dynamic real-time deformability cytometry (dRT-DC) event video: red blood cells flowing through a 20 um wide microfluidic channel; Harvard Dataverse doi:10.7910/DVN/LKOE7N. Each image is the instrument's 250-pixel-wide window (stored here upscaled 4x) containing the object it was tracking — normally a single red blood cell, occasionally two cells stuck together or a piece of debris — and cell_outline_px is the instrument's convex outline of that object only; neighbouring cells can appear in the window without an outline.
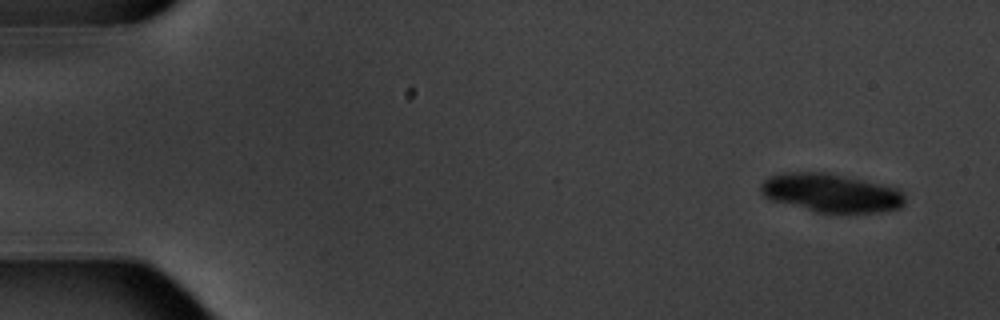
{"species": "common noctule bat (a hibernating species)", "species_latin": "Nyctalus noctula", "temperature_condition": "warm", "stored_images_in_passage": 5, "camera_frame_rate_fps": 3000, "um_per_image_px": 0.085, "animal": {"sex": "male", "body_mass_g": 20.1, "forearm_length_mm": 53.5}, "frame": {"image": 1, "passage_image": 1, "time_ms": 0.0, "image_size_px": [1000, 320], "cell_outline_px": [[904, 204], [900, 208], [884, 212], [816, 212], [772, 200], [764, 196], [760, 192], [760, 184], [768, 176], [784, 172], [828, 172], [896, 188], [904, 196]], "centroid_in_image_um": [70.59, 16.39], "position_along_channel_um": 14.4, "area_um2": 32.19}}